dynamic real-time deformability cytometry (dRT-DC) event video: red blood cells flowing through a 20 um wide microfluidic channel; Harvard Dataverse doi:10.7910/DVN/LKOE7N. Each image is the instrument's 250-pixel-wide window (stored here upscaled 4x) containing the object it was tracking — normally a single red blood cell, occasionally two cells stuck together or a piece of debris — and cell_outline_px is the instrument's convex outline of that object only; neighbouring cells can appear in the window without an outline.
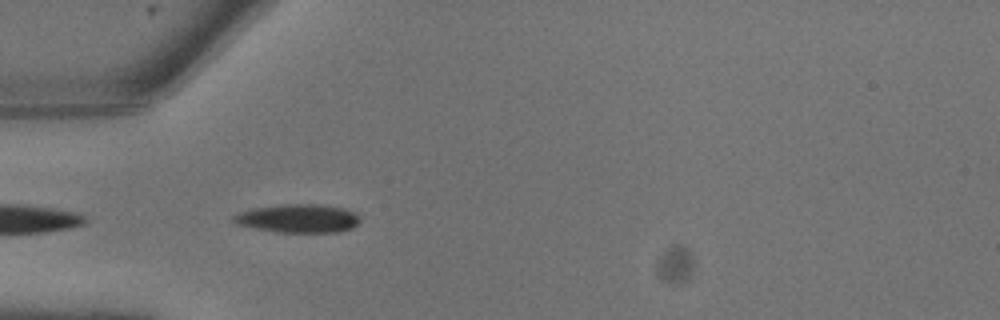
{"species": "common noctule bat (a hibernating species)", "species_latin": "Nyctalus noctula", "temperature_condition": "warm", "stored_images_in_passage": 13, "camera_frame_rate_fps": 3000, "um_per_image_px": 0.085, "animal": {"sex": "male", "body_mass_g": 13.3}, "frame": {"image": 1, "passage_image": 6, "time_ms": 1.667, "image_size_px": [1000, 320], "cell_outline_px": [[360, 220], [352, 228], [340, 232], [276, 232], [236, 224], [232, 220], [232, 216], [236, 212], [252, 208], [280, 204], [320, 204], [344, 208], [356, 212], [360, 216]], "centroid_in_image_um": [25.33, 18.55], "position_along_channel_um": 59.7, "area_um2": 21.27}}
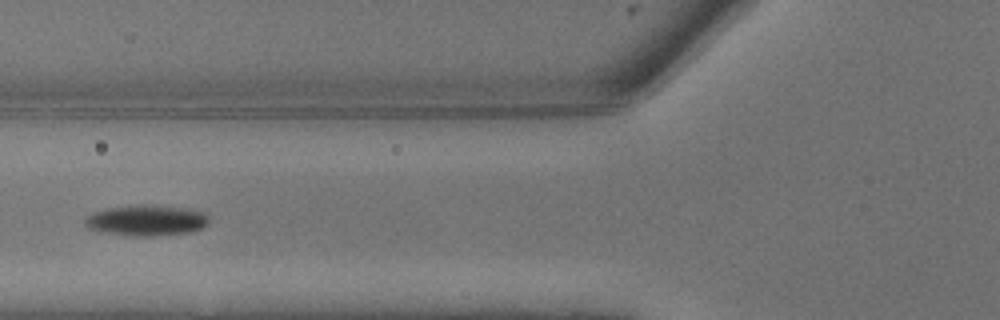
{"frame": {"image": 2, "passage_image": 8, "time_ms": 2.333, "image_size_px": [1000, 320], "cell_outline_px": [[208, 224], [192, 232], [152, 236], [136, 236], [104, 232], [88, 228], [84, 224], [84, 220], [92, 212], [108, 208], [140, 204], [152, 204], [188, 208], [208, 212]], "centroid_in_image_um": [12.49, 18.71], "position_along_channel_um": 113.3, "area_um2": 22.48}}
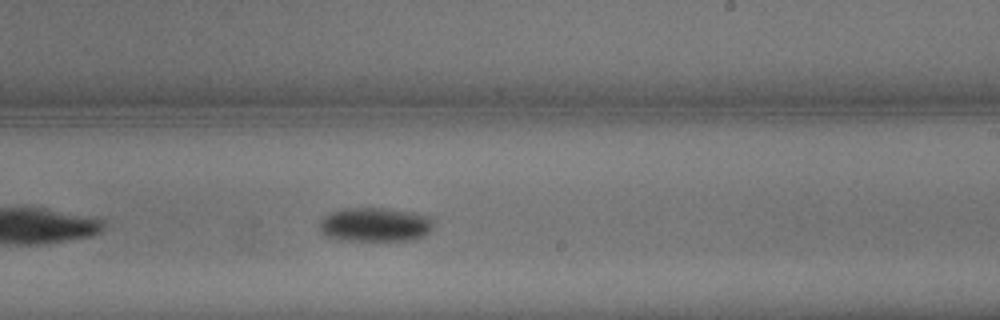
{"frame": {"image": 3, "passage_image": 13, "time_ms": 4.0, "image_size_px": [1000, 320], "cell_outline_px": [[436, 224], [424, 236], [412, 240], [340, 240], [324, 236], [320, 232], [320, 220], [324, 216], [332, 212], [344, 208], [392, 208], [416, 212], [436, 216]], "centroid_in_image_um": [31.97, 19.07], "position_along_channel_um": 257.0, "area_um2": 23.35}}